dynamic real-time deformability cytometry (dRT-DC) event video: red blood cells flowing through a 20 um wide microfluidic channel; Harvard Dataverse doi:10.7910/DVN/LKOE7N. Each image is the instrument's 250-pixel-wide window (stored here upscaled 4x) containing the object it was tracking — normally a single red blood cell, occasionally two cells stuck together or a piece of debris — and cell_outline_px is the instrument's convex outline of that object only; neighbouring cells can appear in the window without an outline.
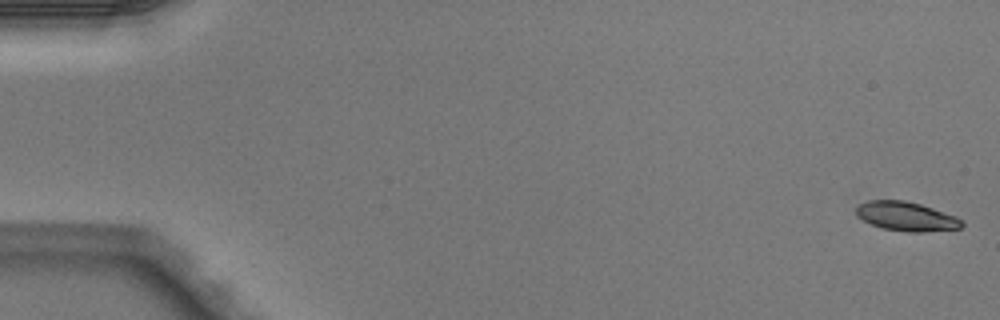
{"species": "Egyptian fruit bat (a non-hibernating species)", "species_latin": "Rousettus aegyptiacus", "temperature_condition": "warm", "stored_images_in_passage": 5, "camera_frame_rate_fps": 3000, "um_per_image_px": 0.085, "animal": {"sex": "male"}, "frame": {"image": 1, "passage_image": 1, "time_ms": 0.0, "image_size_px": [1000, 320], "cell_outline_px": [[964, 224], [960, 228], [924, 232], [908, 232], [884, 228], [872, 224], [856, 216], [856, 208], [860, 204], [868, 200], [904, 200], [920, 204], [956, 216], [964, 220]], "centroid_in_image_um": [77.06, 18.39], "position_along_channel_um": 7.9, "area_um2": 17.86}}